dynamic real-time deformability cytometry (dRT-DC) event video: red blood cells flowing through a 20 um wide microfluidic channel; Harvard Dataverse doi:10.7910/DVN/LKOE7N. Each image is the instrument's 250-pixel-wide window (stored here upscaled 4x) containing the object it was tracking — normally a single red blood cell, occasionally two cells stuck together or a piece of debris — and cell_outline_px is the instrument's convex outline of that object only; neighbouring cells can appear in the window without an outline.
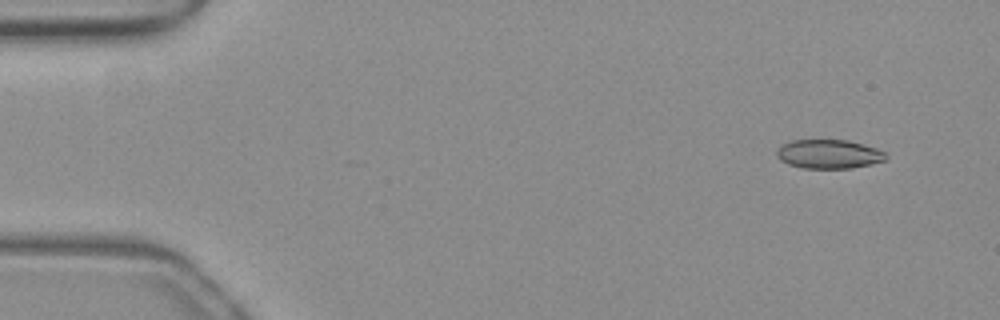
{"species": "common noctule bat (a hibernating species)", "species_latin": "Nyctalus noctula", "temperature_condition": "warm", "stored_images_in_passage": 48, "camera_frame_rate_fps": 3000, "um_per_image_px": 0.085, "animal": {"sex": "female", "body_mass_g": 19.3, "forearm_length_mm": 54.1}, "frame": {"image": 1, "passage_image": 1, "time_ms": 0.0, "image_size_px": [1000, 320], "cell_outline_px": [[888, 160], [872, 164], [852, 168], [800, 168], [788, 164], [780, 160], [776, 156], [776, 148], [780, 144], [788, 140], [848, 140], [876, 148], [884, 152], [888, 156]], "centroid_in_image_um": [70.42, 13.09], "position_along_channel_um": 14.6, "area_um2": 18.79}}
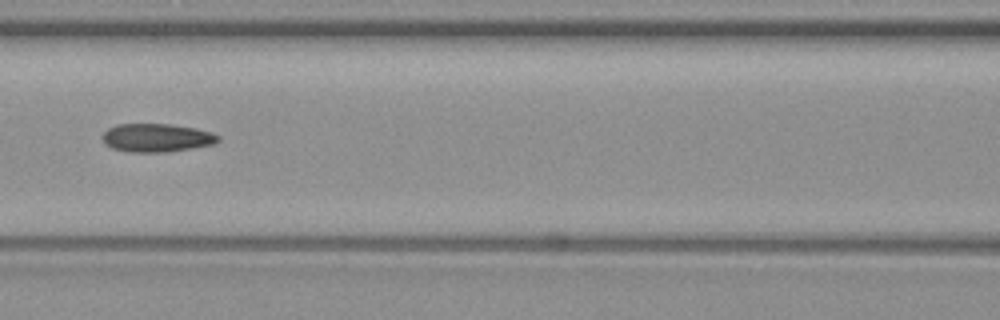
{"frame": {"image": 2, "passage_image": 20, "time_ms": 6.333, "image_size_px": [1000, 320], "cell_outline_px": [[220, 140], [216, 144], [168, 152], [128, 152], [112, 148], [104, 144], [100, 136], [108, 128], [116, 124], [172, 124], [196, 128], [212, 132], [220, 136]], "centroid_in_image_um": [13.31, 11.71], "position_along_channel_um": 153.3, "area_um2": 19.48}}
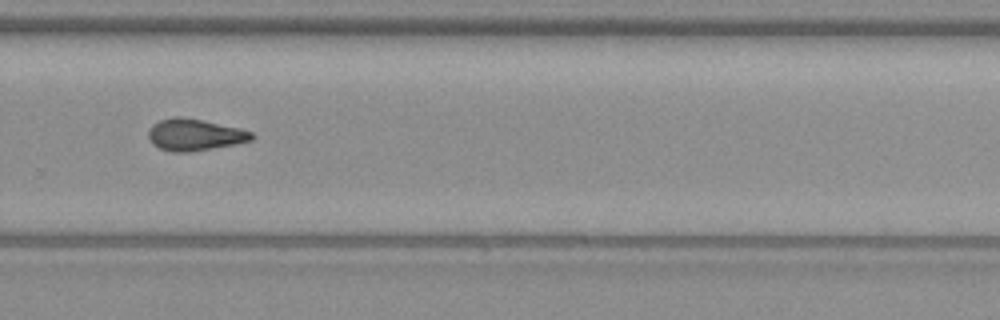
{"frame": {"image": 3, "passage_image": 32, "time_ms": 10.333, "image_size_px": [1000, 320], "cell_outline_px": [[256, 136], [252, 140], [236, 144], [188, 152], [172, 152], [160, 148], [152, 144], [148, 136], [148, 132], [152, 124], [160, 120], [172, 116], [180, 116], [240, 128], [252, 132]], "centroid_in_image_um": [16.54, 11.45], "position_along_channel_um": 313.3, "area_um2": 19.07}}